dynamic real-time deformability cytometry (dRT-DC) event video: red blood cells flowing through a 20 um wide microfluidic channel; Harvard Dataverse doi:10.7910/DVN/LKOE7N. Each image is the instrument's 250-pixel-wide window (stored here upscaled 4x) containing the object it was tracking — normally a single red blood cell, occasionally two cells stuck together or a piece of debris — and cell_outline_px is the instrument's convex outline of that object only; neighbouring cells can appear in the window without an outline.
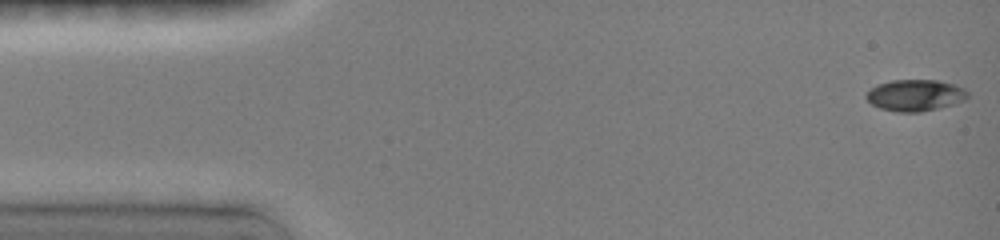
{"species": "common noctule bat (a hibernating species)", "species_latin": "Nyctalus noctula", "temperature_condition": "room temperature", "stored_images_in_passage": 33, "camera_frame_rate_fps": 3000, "um_per_image_px": 0.085, "animal": {"sex": "female", "body_mass_g": 19.0, "forearm_length_mm": 51.5}, "frame": {"image": 1, "passage_image": 1, "time_ms": 0.0, "image_size_px": [1000, 240], "cell_outline_px": [[968, 96], [964, 100], [952, 104], [920, 112], [896, 112], [880, 108], [872, 104], [864, 96], [876, 84], [892, 80], [936, 80], [952, 84], [964, 88], [968, 92]], "centroid_in_image_um": [77.77, 8.09], "position_along_channel_um": 7.2, "area_um2": 18.44}}
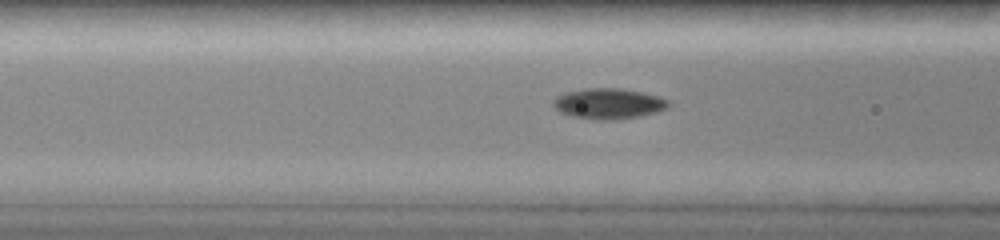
{"frame": {"image": 2, "passage_image": 12, "time_ms": 5.667, "image_size_px": [1000, 240], "cell_outline_px": [[668, 108], [656, 112], [640, 116], [616, 120], [592, 120], [572, 116], [560, 112], [552, 104], [560, 96], [568, 92], [584, 88], [616, 88], [640, 92], [656, 96], [668, 100]], "centroid_in_image_um": [51.73, 8.83], "position_along_channel_um": 114.9, "area_um2": 20.23}}
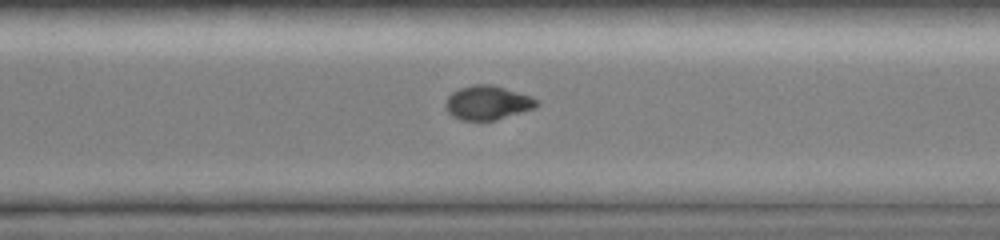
{"frame": {"image": 3, "passage_image": 29, "time_ms": 11.0, "image_size_px": [1000, 240], "cell_outline_px": [[540, 104], [532, 108], [492, 120], [460, 120], [452, 116], [448, 112], [444, 104], [448, 96], [452, 92], [460, 88], [472, 84], [492, 84], [532, 96], [540, 100]], "centroid_in_image_um": [41.42, 8.71], "position_along_channel_um": 329.2, "area_um2": 17.98}}